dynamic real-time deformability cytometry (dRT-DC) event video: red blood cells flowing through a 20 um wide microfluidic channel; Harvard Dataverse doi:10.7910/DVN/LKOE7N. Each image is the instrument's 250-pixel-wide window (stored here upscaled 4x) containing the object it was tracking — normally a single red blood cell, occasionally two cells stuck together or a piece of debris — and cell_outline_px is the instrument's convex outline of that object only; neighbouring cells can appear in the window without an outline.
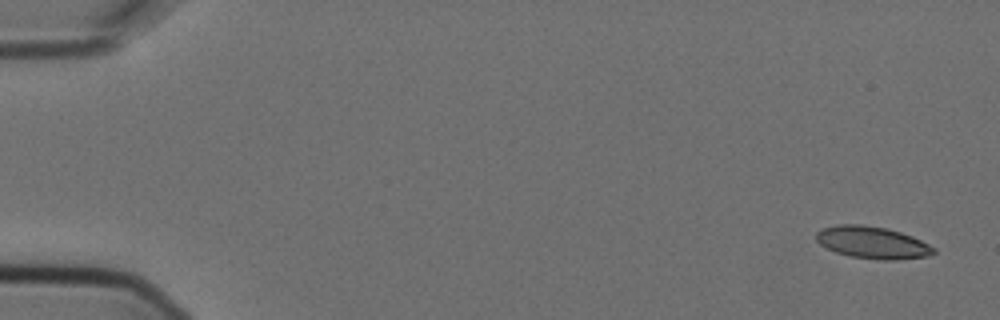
{"species": "Egyptian fruit bat (a non-hibernating species)", "species_latin": "Rousettus aegyptiacus", "temperature_condition": "cold", "stored_images_in_passage": 8, "camera_frame_rate_fps": 3000, "um_per_image_px": 0.085, "animal": {"sex": "female"}, "frame": {"image": 1, "passage_image": 1, "time_ms": 0.0, "image_size_px": [1000, 320], "cell_outline_px": [[936, 252], [928, 256], [896, 260], [880, 260], [848, 256], [836, 252], [820, 244], [816, 240], [816, 232], [820, 228], [836, 224], [860, 224], [888, 228], [912, 236], [936, 248]], "centroid_in_image_um": [74.14, 20.61], "position_along_channel_um": 10.9, "area_um2": 22.2}}
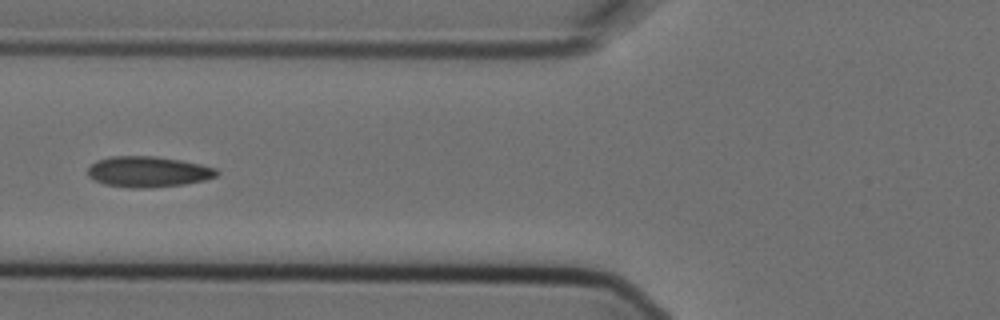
{"frame": {"image": 2, "passage_image": 6, "time_ms": 1.667, "image_size_px": [1000, 320], "cell_outline_px": [[220, 172], [216, 176], [204, 180], [184, 184], [152, 188], [128, 188], [104, 184], [88, 176], [88, 168], [96, 160], [112, 156], [156, 156], [180, 160], [200, 164], [216, 168]], "centroid_in_image_um": [12.59, 14.6], "position_along_channel_um": 113.2, "area_um2": 23.18}}
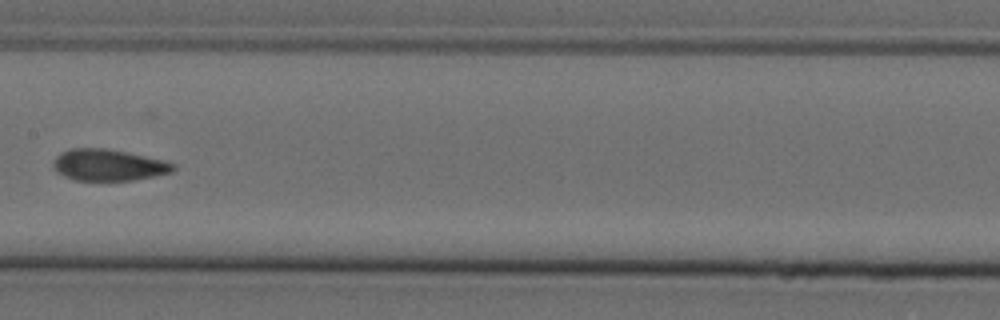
{"frame": {"image": 3, "passage_image": 8, "time_ms": 2.333, "image_size_px": [1000, 320], "cell_outline_px": [[176, 168], [172, 172], [132, 180], [76, 180], [64, 176], [56, 172], [52, 168], [52, 164], [56, 156], [60, 152], [72, 148], [104, 148], [164, 160], [176, 164]], "centroid_in_image_um": [9.18, 14.02], "position_along_channel_um": 198.2, "area_um2": 21.91}}